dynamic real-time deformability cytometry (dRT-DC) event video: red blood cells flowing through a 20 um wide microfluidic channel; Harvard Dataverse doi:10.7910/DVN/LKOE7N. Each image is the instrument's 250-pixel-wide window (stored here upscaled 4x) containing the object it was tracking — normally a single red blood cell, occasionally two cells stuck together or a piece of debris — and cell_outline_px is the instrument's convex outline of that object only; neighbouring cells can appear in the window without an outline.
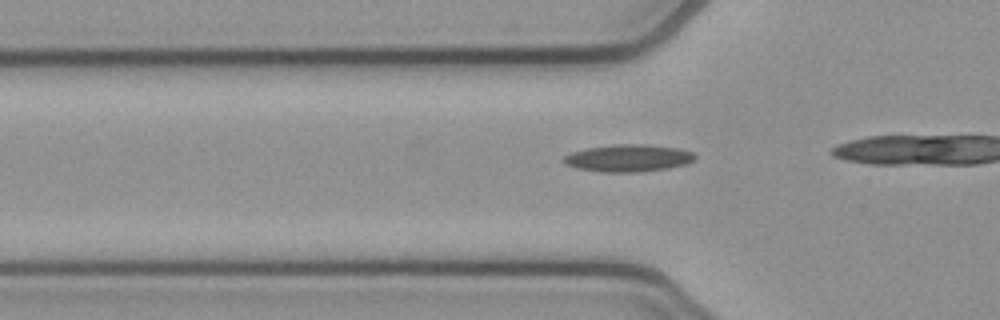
{"species": "common noctule bat (a hibernating species)", "species_latin": "Nyctalus noctula", "temperature_condition": "cold", "stored_images_in_passage": 21, "camera_frame_rate_fps": 3000, "um_per_image_px": 0.085, "animal": {"sex": "female", "body_mass_g": 21.9}, "frame": {"image": 1, "passage_image": 14, "time_ms": 4.333, "image_size_px": [1000, 320], "cell_outline_px": [[696, 156], [688, 164], [668, 168], [640, 172], [600, 172], [576, 168], [564, 164], [564, 156], [572, 152], [588, 148], [612, 144], [648, 144], [680, 148], [692, 152]], "centroid_in_image_um": [53.42, 13.43], "position_along_channel_um": 72.4, "area_um2": 20.98}}